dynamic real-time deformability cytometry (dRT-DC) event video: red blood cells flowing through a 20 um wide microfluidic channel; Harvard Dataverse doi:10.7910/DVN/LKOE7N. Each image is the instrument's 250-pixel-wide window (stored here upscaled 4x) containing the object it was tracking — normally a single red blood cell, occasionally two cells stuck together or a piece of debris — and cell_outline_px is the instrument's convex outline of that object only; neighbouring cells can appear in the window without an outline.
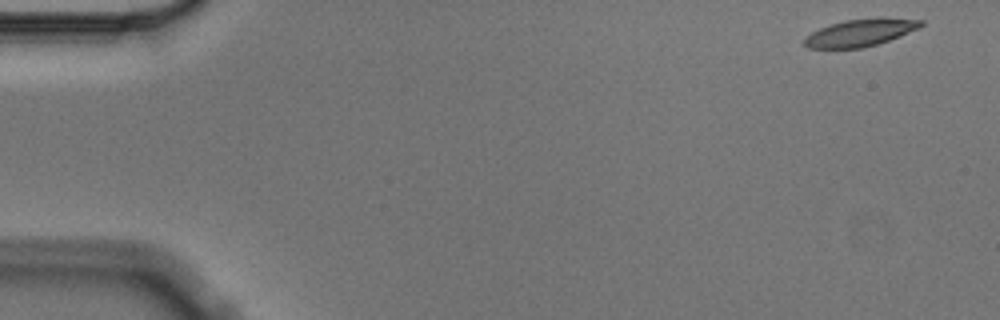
{"species": "Egyptian fruit bat (a non-hibernating species)", "species_latin": "Rousettus aegyptiacus", "temperature_condition": "cold", "stored_images_in_passage": 3, "camera_frame_rate_fps": 3000, "um_per_image_px": 0.085, "animal": {"sex": "male"}, "frame": {"image": 1, "passage_image": 1, "time_ms": 0.0, "image_size_px": [1000, 320], "cell_outline_px": [[924, 24], [920, 28], [888, 40], [876, 44], [860, 48], [808, 48], [804, 44], [804, 36], [820, 28], [844, 20], [924, 20]], "centroid_in_image_um": [73.04, 2.82], "position_along_channel_um": 12.0, "area_um2": 17.51}}